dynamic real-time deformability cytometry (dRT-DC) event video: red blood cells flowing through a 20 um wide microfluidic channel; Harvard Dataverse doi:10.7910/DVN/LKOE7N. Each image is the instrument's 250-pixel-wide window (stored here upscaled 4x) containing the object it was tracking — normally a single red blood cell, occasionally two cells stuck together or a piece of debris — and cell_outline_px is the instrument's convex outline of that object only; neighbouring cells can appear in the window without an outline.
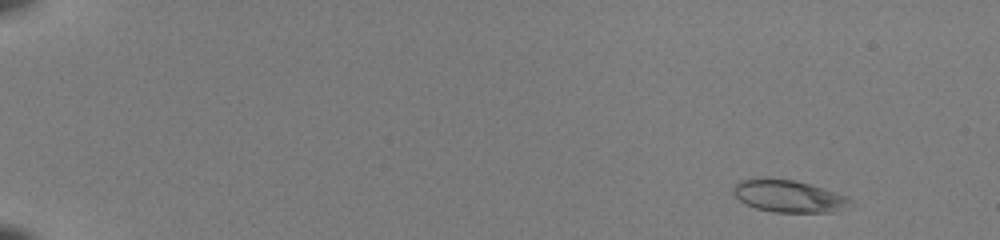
{"species": "common noctule bat (a hibernating species)", "species_latin": "Nyctalus noctula", "temperature_condition": "room temperature", "stored_images_in_passage": 52, "camera_frame_rate_fps": 3000, "um_per_image_px": 0.085, "animal": {"sex": "female", "body_mass_g": 22.0, "forearm_length_mm": 56.7}, "frame": {"image": 1, "passage_image": 5, "time_ms": 1.333, "image_size_px": [1000, 240], "cell_outline_px": [[852, 200], [836, 212], [776, 212], [756, 208], [744, 204], [732, 192], [732, 188], [740, 180], [752, 176], [768, 176], [796, 180], [812, 184], [844, 196]], "centroid_in_image_um": [66.91, 16.62], "position_along_channel_um": 18.1, "area_um2": 22.25}}
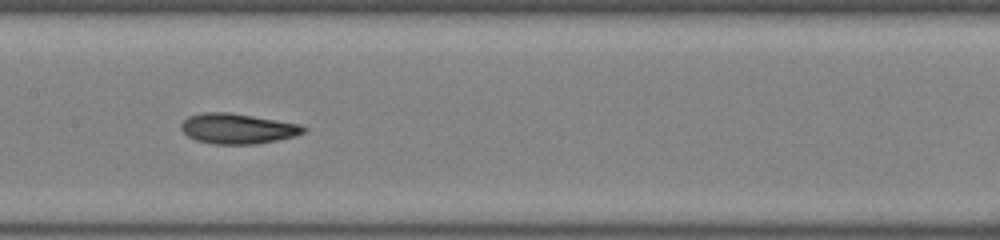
{"frame": {"image": 2, "passage_image": 29, "time_ms": 9.333, "image_size_px": [1000, 240], "cell_outline_px": [[308, 128], [304, 132], [296, 136], [256, 144], [216, 144], [196, 140], [188, 136], [180, 128], [180, 124], [188, 116], [204, 112], [228, 112], [300, 124]], "centroid_in_image_um": [20.19, 10.93], "position_along_channel_um": 187.2, "area_um2": 21.5}}
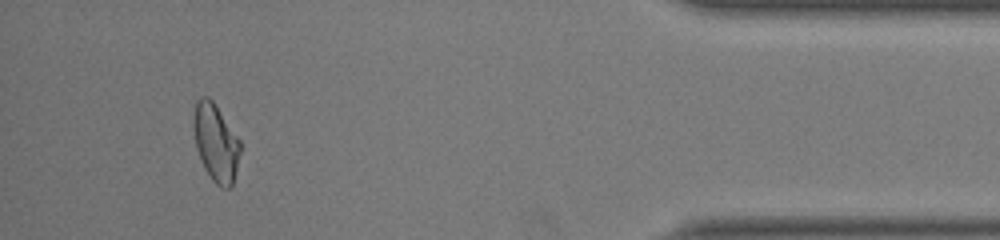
{"frame": {"image": 3, "passage_image": 49, "time_ms": 16.0, "image_size_px": [1000, 240], "cell_outline_px": [[240, 152], [232, 184], [228, 188], [220, 188], [212, 180], [204, 168], [200, 160], [196, 148], [192, 124], [192, 116], [196, 100], [200, 96], [208, 96], [212, 100], [240, 140]], "centroid_in_image_um": [18.3, 12.09], "position_along_channel_um": 416.9, "area_um2": 21.15}, "authors_computed_cell_mechanics": {"area_um2": 21.5305, "velocity_mm_per_s": 4.0858, "shape_relaxation_time_tau1_ms": 9.5368, "shape_relaxation_time_tau2_ms": 1.6482, "deformation_change_tau1": 0.2409, "deformation_change_tau2": 0.0709}}